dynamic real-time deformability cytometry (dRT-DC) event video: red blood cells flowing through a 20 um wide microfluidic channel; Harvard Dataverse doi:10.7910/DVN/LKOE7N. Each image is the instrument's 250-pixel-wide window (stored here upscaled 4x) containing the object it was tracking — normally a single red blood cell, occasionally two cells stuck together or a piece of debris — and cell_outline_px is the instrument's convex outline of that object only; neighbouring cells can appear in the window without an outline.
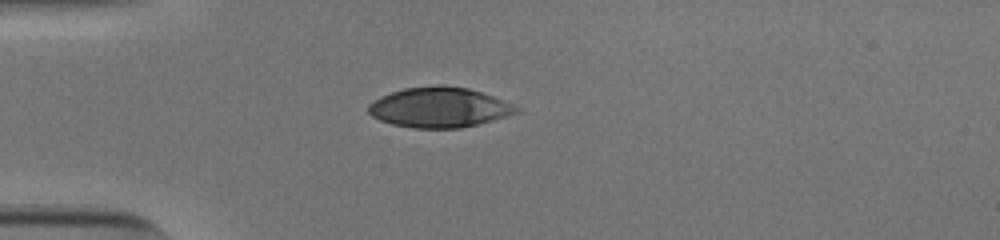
{"species": "human", "species_latin": "Homo sapiens", "temperature_condition": "cold", "stored_images_in_passage": 39, "camera_frame_rate_fps": 3000, "um_per_image_px": 0.085, "donor": {"sex": "male"}, "frame": {"image": 1, "passage_image": 1, "time_ms": 0.0, "image_size_px": [1000, 240], "cell_outline_px": [[520, 112], [508, 116], [460, 128], [412, 128], [392, 124], [380, 120], [372, 116], [368, 112], [368, 104], [372, 100], [380, 96], [404, 88], [440, 84], [468, 88], [492, 96], [512, 104], [520, 108]], "centroid_in_image_um": [37.31, 9.12], "position_along_channel_um": 47.7, "area_um2": 34.62}}
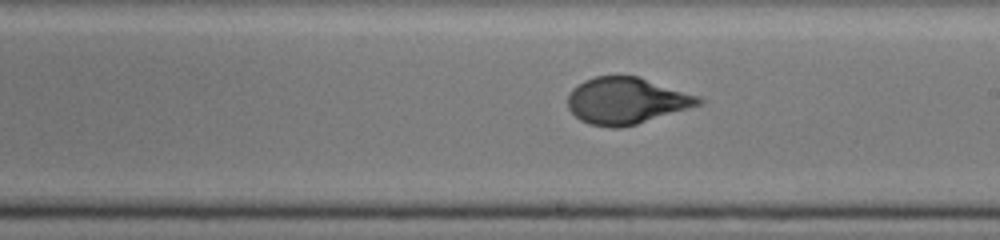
{"frame": {"image": 2, "passage_image": 17, "time_ms": 5.333, "image_size_px": [1000, 240], "cell_outline_px": [[704, 100], [700, 104], [636, 124], [620, 128], [612, 128], [588, 124], [580, 120], [568, 108], [568, 96], [572, 88], [584, 80], [596, 76], [640, 76], [700, 96]], "centroid_in_image_um": [53.22, 8.55], "position_along_channel_um": 235.8, "area_um2": 35.43}}
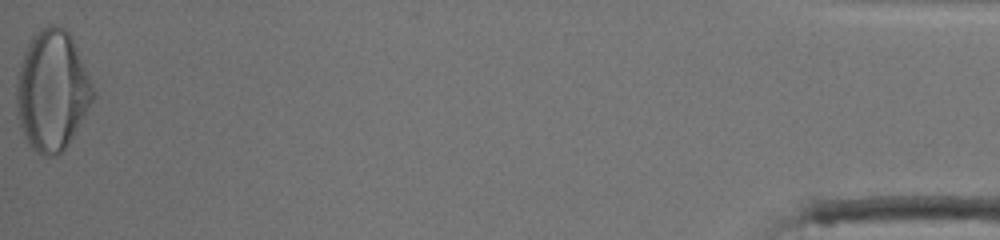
{"frame": {"image": 3, "passage_image": 39, "time_ms": 12.667, "image_size_px": [1000, 240], "cell_outline_px": [[96, 96], [68, 144], [60, 152], [52, 156], [44, 156], [36, 152], [28, 144], [20, 128], [16, 104], [16, 76], [24, 52], [32, 36], [40, 28], [48, 24], [56, 24], [64, 28], [68, 32], [72, 40], [96, 92]], "centroid_in_image_um": [4.41, 7.7], "position_along_channel_um": 430.8, "area_um2": 53.58}, "authors_computed_cell_mechanics": {"area_um2": 35.4314, "velocity_mm_per_s": 3.9014, "shape_relaxation_time_tau1_ms": 4.2232, "shape_relaxation_time_tau2_ms": null, "deformation_change_tau1": 0.2119, "deformation_change_tau2": null}}